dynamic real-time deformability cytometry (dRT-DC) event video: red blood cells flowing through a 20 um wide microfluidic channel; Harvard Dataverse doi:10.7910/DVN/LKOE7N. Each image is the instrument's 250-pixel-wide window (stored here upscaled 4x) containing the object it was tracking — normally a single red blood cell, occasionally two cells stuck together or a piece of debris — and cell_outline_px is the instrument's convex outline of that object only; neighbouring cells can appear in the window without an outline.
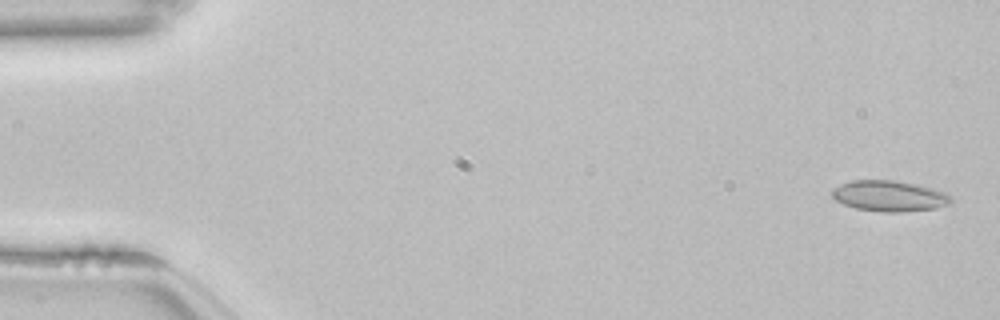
{"species": "common noctule bat (a hibernating species)", "species_latin": "Nyctalus noctula", "temperature_condition": "room temperature", "stored_images_in_passage": 55, "camera_frame_rate_fps": 3000, "um_per_image_px": 0.085, "animal": {"sex": "female", "body_mass_g": 22.7, "forearm_length_mm": 54.2}, "frame": {"image": 1, "passage_image": 2, "time_ms": 0.333, "image_size_px": [1000, 320], "cell_outline_px": [[952, 204], [936, 208], [904, 212], [880, 212], [856, 208], [844, 204], [836, 200], [832, 196], [832, 188], [840, 184], [852, 180], [896, 180], [916, 184], [932, 188], [944, 192], [952, 196]], "centroid_in_image_um": [75.61, 16.66], "position_along_channel_um": 9.4, "area_um2": 21.56}}
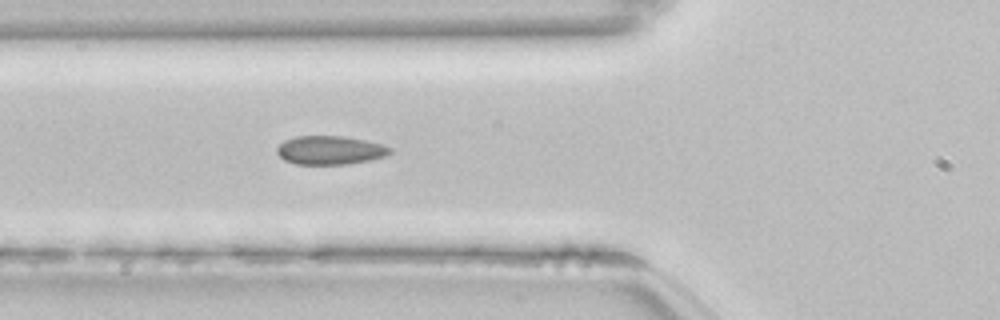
{"frame": {"image": 2, "passage_image": 20, "time_ms": 6.333, "image_size_px": [1000, 320], "cell_outline_px": [[392, 152], [388, 156], [368, 160], [344, 164], [296, 164], [284, 160], [276, 152], [276, 148], [284, 140], [296, 136], [340, 136], [364, 140], [380, 144], [392, 148]], "centroid_in_image_um": [28.04, 12.76], "position_along_channel_um": 97.8, "area_um2": 18.79}}
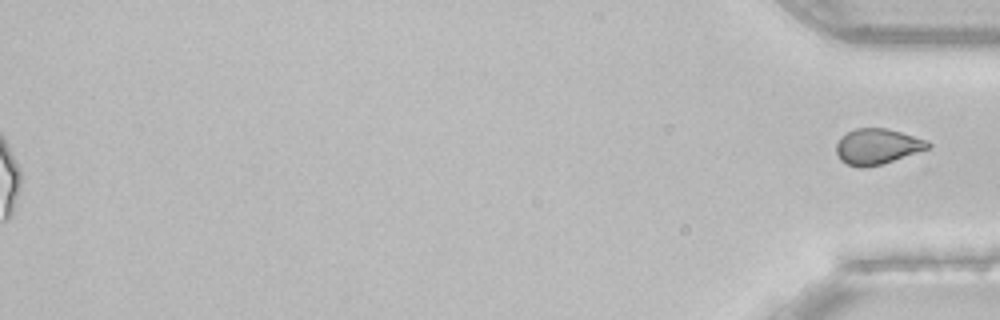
{"frame": {"image": 3, "passage_image": 55, "time_ms": 18.0, "image_size_px": [1000, 320], "cell_outline_px": [[932, 144], [928, 148], [880, 164], [864, 168], [860, 168], [848, 164], [840, 160], [836, 152], [836, 144], [840, 136], [856, 128], [888, 128], [928, 140]], "centroid_in_image_um": [74.53, 12.43], "position_along_channel_um": 360.7, "area_um2": 18.9}}